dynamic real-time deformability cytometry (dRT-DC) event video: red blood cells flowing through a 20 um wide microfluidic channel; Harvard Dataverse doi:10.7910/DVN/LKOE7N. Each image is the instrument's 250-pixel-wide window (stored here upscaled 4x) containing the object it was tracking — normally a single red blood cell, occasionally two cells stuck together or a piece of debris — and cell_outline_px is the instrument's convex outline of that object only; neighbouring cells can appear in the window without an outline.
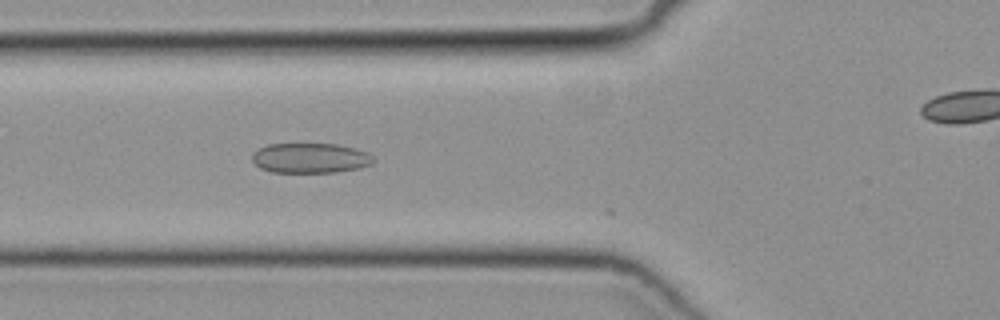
{"species": "common noctule bat (a hibernating species)", "species_latin": "Nyctalus noctula", "temperature_condition": "cold", "stored_images_in_passage": 19, "camera_frame_rate_fps": 3000, "um_per_image_px": 0.085, "animal": {"sex": "female", "body_mass_g": 19.3, "forearm_length_mm": 54.1}, "frame": {"image": 1, "passage_image": 18, "time_ms": 5.667, "image_size_px": [1000, 320], "cell_outline_px": [[376, 160], [372, 164], [360, 168], [336, 172], [272, 172], [260, 168], [252, 160], [252, 152], [268, 144], [336, 144], [356, 148], [368, 152]], "centroid_in_image_um": [26.4, 13.43], "position_along_channel_um": 99.4, "area_um2": 21.33}}